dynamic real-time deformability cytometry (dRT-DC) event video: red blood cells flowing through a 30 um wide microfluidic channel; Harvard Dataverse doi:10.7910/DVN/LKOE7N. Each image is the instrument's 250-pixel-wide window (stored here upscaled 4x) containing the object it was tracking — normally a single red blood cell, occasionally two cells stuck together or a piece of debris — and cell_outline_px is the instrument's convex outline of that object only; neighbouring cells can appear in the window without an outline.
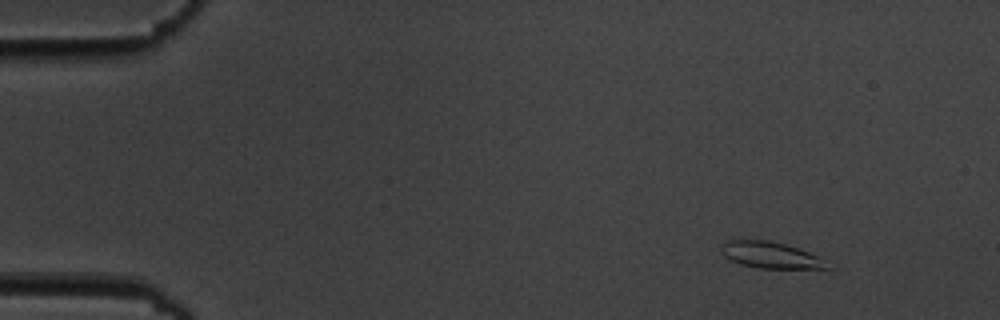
{"species": "common noctule bat (a hibernating species)", "species_latin": "Nyctalus noctula", "temperature_condition": "cold", "stored_images_in_passage": 5, "camera_frame_rate_fps": 3000, "um_per_image_px": 0.085, "animal": {"sex": "male", "body_mass_g": 19.5, "forearm_length_mm": 54.6}, "frame": {"image": 1, "passage_image": 1, "time_ms": 0.0, "image_size_px": [1000, 320], "cell_outline_px": [[828, 268], [756, 268], [740, 264], [724, 256], [720, 252], [720, 244], [724, 240], [768, 240], [784, 244], [820, 256]], "centroid_in_image_um": [65.39, 21.67], "position_along_channel_um": 19.6, "area_um2": 16.13}}